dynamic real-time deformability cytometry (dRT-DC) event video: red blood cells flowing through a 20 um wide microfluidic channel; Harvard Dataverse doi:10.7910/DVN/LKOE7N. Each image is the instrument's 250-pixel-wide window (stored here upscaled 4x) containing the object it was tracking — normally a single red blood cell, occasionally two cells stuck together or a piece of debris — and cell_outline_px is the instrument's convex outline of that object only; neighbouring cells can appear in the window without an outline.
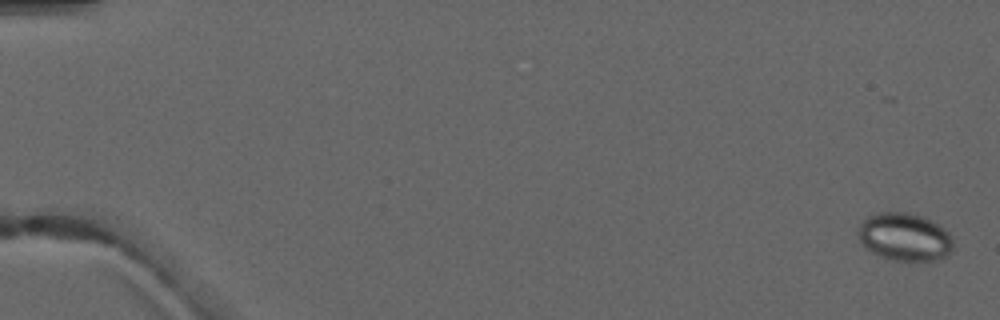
{"species": "common noctule bat (a hibernating species)", "species_latin": "Nyctalus noctula", "temperature_condition": "warm", "stored_images_in_passage": 4, "camera_frame_rate_fps": 3000, "um_per_image_px": 0.085, "animal": {"sex": "male", "forearm_length_mm": 52.5}, "frame": {"image": 1, "passage_image": 1, "time_ms": 0.0, "image_size_px": [1000, 320], "cell_outline_px": [[952, 248], [948, 256], [936, 260], [892, 260], [880, 256], [872, 252], [860, 240], [856, 232], [860, 224], [868, 216], [876, 212], [908, 212], [924, 216], [944, 228], [952, 236]], "centroid_in_image_um": [76.9, 20.12], "position_along_channel_um": 8.1, "area_um2": 26.59}}